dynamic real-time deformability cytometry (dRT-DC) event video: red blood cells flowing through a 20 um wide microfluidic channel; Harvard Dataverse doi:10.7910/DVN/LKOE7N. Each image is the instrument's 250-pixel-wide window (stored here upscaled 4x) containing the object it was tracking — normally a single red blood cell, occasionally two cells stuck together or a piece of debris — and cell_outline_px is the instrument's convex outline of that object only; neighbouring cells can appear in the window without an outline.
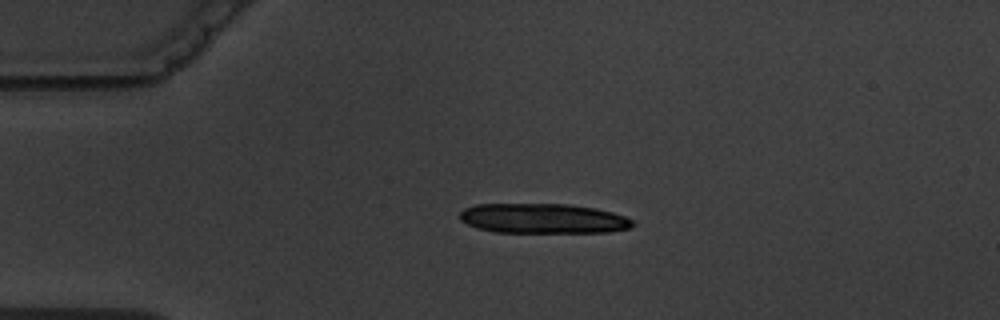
{"species": "common noctule bat (a hibernating species)", "species_latin": "Nyctalus noctula", "temperature_condition": "warm", "stored_images_in_passage": 4, "camera_frame_rate_fps": 3000, "um_per_image_px": 0.085, "animal": {"sex": "male", "body_mass_g": 19.5, "forearm_length_mm": 54.6}, "frame": {"image": 1, "passage_image": 3, "time_ms": 2.333, "image_size_px": [1000, 320], "cell_outline_px": [[636, 224], [628, 228], [608, 232], [496, 232], [480, 228], [468, 224], [460, 220], [460, 212], [464, 208], [476, 204], [568, 204], [596, 208], [612, 212], [624, 216], [632, 220]], "centroid_in_image_um": [46.17, 18.56], "position_along_channel_um": 38.8, "area_um2": 30.0}}